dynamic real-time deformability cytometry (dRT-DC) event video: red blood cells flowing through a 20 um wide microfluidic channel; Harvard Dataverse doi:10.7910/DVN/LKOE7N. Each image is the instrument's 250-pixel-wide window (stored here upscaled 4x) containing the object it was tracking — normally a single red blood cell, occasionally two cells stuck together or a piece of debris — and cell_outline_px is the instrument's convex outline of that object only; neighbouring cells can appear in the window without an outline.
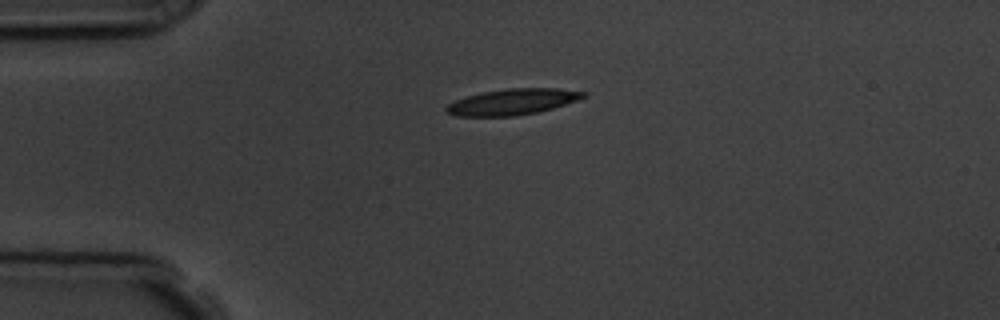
{"species": "common noctule bat (a hibernating species)", "species_latin": "Nyctalus noctula", "temperature_condition": "room temperature", "stored_images_in_passage": 2, "camera_frame_rate_fps": 3000, "um_per_image_px": 0.085, "animal": {"sex": "male", "body_mass_g": 19.5, "forearm_length_mm": 54.6}, "frame": {"image": 1, "passage_image": 1, "time_ms": 0.0, "image_size_px": [1000, 320], "cell_outline_px": [[588, 92], [584, 96], [576, 100], [540, 112], [516, 116], [456, 116], [444, 112], [444, 108], [448, 104], [456, 100], [468, 96], [484, 92], [508, 88], [556, 88]], "centroid_in_image_um": [43.53, 8.66], "position_along_channel_um": 41.5, "area_um2": 20.63}}